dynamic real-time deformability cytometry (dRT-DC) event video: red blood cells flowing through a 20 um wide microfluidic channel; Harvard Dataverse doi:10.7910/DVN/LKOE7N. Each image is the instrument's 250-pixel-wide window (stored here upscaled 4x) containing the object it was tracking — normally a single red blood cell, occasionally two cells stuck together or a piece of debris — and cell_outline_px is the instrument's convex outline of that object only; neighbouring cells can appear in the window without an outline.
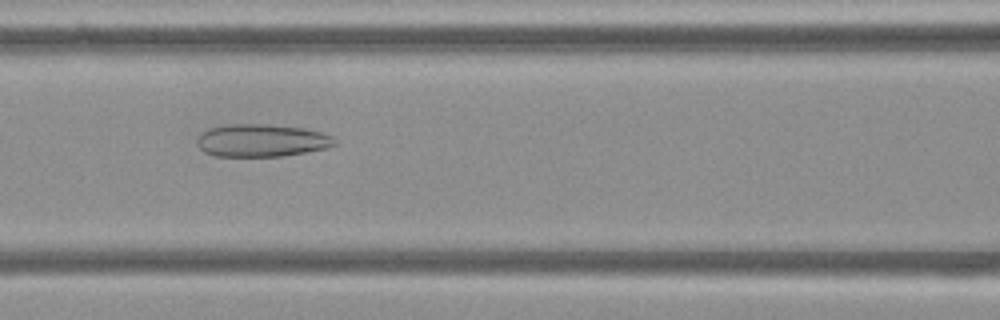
{"species": "Egyptian fruit bat (a non-hibernating species)", "species_latin": "Rousettus aegyptiacus", "temperature_condition": "cold", "stored_images_in_passage": 38, "camera_frame_rate_fps": 3000, "um_per_image_px": 0.085, "frame": {"image": 1, "passage_image": 7, "time_ms": 2.0, "image_size_px": [1000, 320], "cell_outline_px": [[340, 144], [324, 148], [284, 156], [216, 156], [204, 152], [196, 144], [196, 136], [200, 132], [208, 128], [228, 124], [268, 124], [304, 128], [320, 132], [332, 136]], "centroid_in_image_um": [22.2, 11.93], "position_along_channel_um": 144.4, "area_um2": 26.41}}
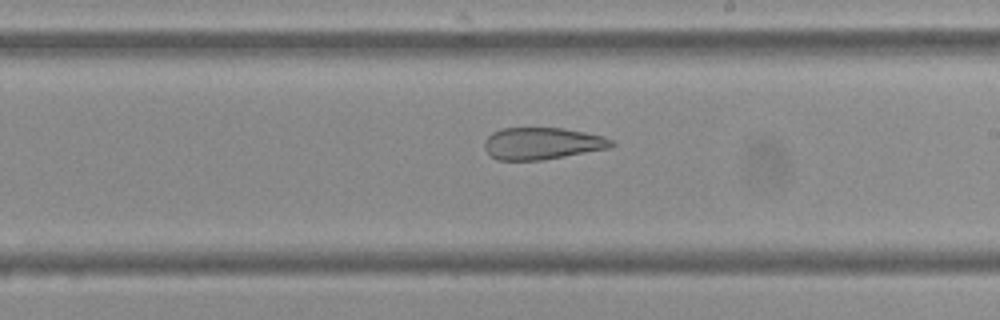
{"frame": {"image": 2, "passage_image": 15, "time_ms": 4.667, "image_size_px": [1000, 320], "cell_outline_px": [[616, 144], [612, 148], [540, 160], [496, 160], [484, 148], [484, 140], [492, 132], [504, 128], [564, 128], [604, 136], [612, 140]], "centroid_in_image_um": [46.1, 12.19], "position_along_channel_um": 242.9, "area_um2": 23.7}}
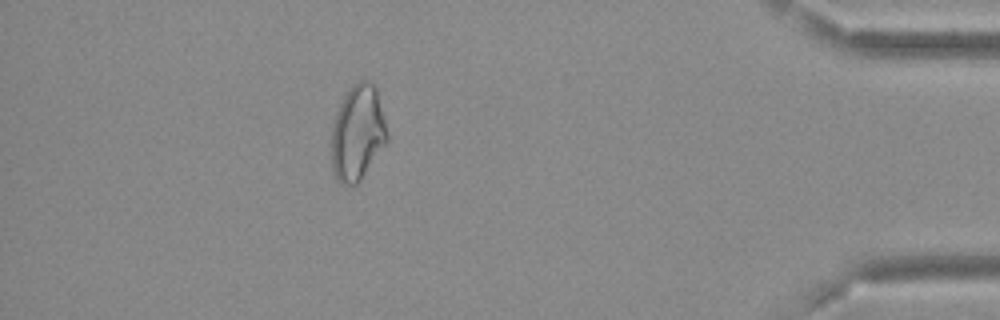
{"frame": {"image": 3, "passage_image": 32, "time_ms": 10.333, "image_size_px": [1000, 320], "cell_outline_px": [[388, 140], [360, 180], [356, 184], [340, 184], [336, 180], [332, 168], [332, 124], [340, 104], [348, 88], [352, 84], [360, 80], [368, 80], [376, 88], [388, 136]], "centroid_in_image_um": [30.38, 11.29], "position_along_channel_um": 404.8, "area_um2": 30.63}, "authors_computed_cell_mechanics": {"area_um2": 27.3394, "velocity_mm_per_s": 3.7001, "shape_relaxation_time_tau1_ms": null, "shape_relaxation_time_tau2_ms": 4.1695, "deformation_change_tau1": null, "deformation_change_tau2": 0.1424}}